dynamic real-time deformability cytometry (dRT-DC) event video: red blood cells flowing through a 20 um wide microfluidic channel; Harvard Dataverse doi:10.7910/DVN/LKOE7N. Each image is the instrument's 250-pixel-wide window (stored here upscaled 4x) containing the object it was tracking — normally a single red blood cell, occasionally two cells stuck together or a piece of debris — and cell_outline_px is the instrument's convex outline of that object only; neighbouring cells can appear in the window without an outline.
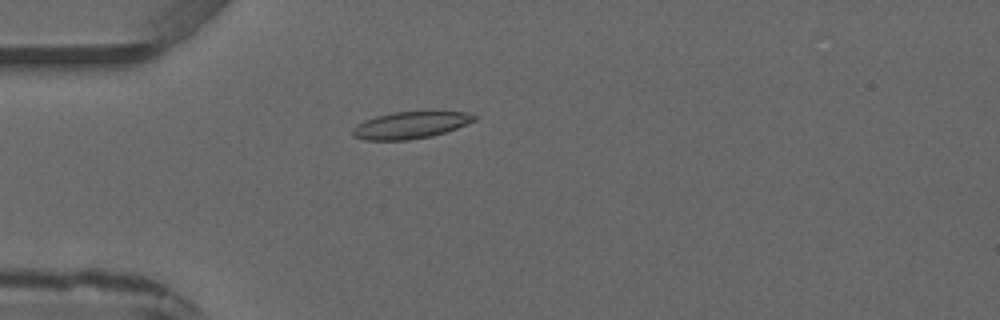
{"species": "common noctule bat (a hibernating species)", "species_latin": "Nyctalus noctula", "temperature_condition": "warm", "stored_images_in_passage": 1, "camera_frame_rate_fps": 3000, "um_per_image_px": 0.085, "animal": {"sex": "male", "forearm_length_mm": 52.5}, "frame": {"image": 1, "passage_image": 1, "time_ms": 0.0, "image_size_px": [1000, 320], "cell_outline_px": [[480, 116], [476, 120], [456, 128], [432, 136], [408, 140], [364, 140], [352, 136], [352, 128], [356, 124], [364, 120], [376, 116], [392, 112], [468, 112]], "centroid_in_image_um": [34.86, 10.64], "position_along_channel_um": 50.1, "area_um2": 19.13}}